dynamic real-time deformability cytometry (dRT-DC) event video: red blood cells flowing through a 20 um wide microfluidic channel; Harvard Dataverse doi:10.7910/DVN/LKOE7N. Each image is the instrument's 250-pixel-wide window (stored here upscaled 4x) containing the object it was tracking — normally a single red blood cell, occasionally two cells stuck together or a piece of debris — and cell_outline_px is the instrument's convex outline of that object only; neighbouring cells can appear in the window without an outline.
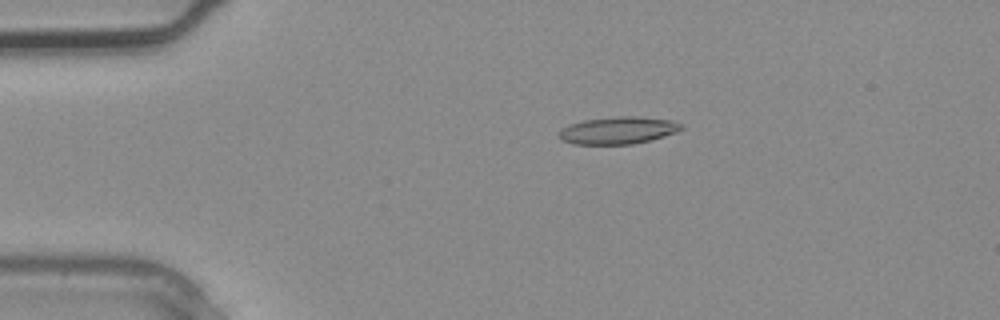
{"species": "common noctule bat (a hibernating species)", "species_latin": "Nyctalus noctula", "temperature_condition": "warm", "stored_images_in_passage": 2, "camera_frame_rate_fps": 3000, "um_per_image_px": 0.085, "animal": {"sex": "male", "body_mass_g": 20.4}, "frame": {"image": 1, "passage_image": 2, "time_ms": 0.333, "image_size_px": [1000, 320], "cell_outline_px": [[684, 128], [676, 132], [652, 140], [632, 144], [572, 144], [560, 140], [560, 128], [568, 124], [584, 120], [620, 116], [636, 116], [672, 120], [680, 124]], "centroid_in_image_um": [52.52, 11.08], "position_along_channel_um": 32.5, "area_um2": 19.48}}